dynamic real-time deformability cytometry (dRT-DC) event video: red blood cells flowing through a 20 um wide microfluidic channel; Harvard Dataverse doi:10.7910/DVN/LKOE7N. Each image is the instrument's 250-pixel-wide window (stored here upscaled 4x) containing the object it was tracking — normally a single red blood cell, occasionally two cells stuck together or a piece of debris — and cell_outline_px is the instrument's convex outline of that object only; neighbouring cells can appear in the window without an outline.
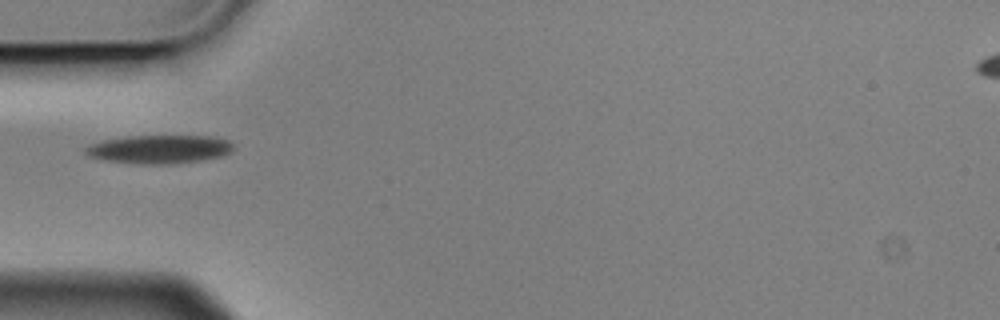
{"species": "Egyptian fruit bat (a non-hibernating species)", "species_latin": "Rousettus aegyptiacus", "temperature_condition": "cold", "stored_images_in_passage": 5, "camera_frame_rate_fps": 3000, "um_per_image_px": 0.085, "animal": {"sex": "male"}, "frame": {"image": 1, "passage_image": 1, "time_ms": 0.0, "image_size_px": [1000, 320], "cell_outline_px": [[232, 152], [224, 156], [176, 164], [140, 164], [104, 160], [88, 156], [84, 152], [84, 148], [88, 144], [104, 140], [128, 136], [212, 136], [228, 140], [232, 144]], "centroid_in_image_um": [13.53, 12.69], "position_along_channel_um": 71.5, "area_um2": 24.74}}
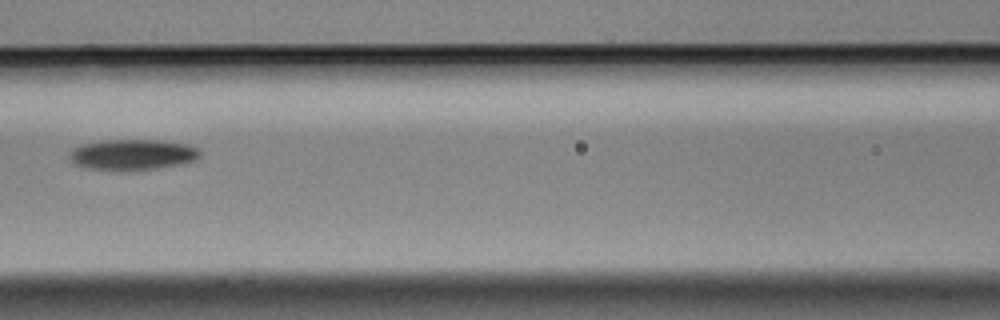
{"frame": {"image": 2, "passage_image": 3, "time_ms": 0.667, "image_size_px": [1000, 320], "cell_outline_px": [[200, 156], [192, 160], [176, 164], [156, 168], [124, 172], [88, 168], [76, 164], [72, 160], [72, 148], [84, 144], [100, 140], [156, 140], [188, 144], [196, 148], [200, 152]], "centroid_in_image_um": [11.24, 13.15], "position_along_channel_um": 155.4, "area_um2": 23.12}}
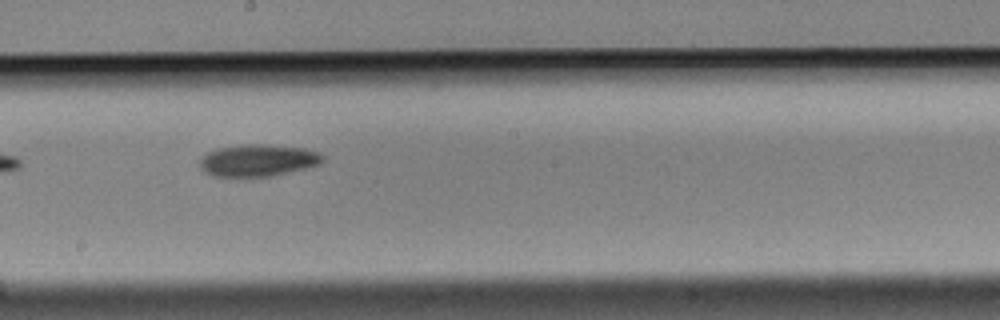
{"frame": {"image": 3, "passage_image": 5, "time_ms": 1.333, "image_size_px": [1000, 320], "cell_outline_px": [[324, 160], [320, 164], [272, 176], [216, 176], [204, 172], [200, 168], [200, 160], [208, 152], [216, 148], [240, 144], [268, 144], [304, 148], [316, 152], [324, 156]], "centroid_in_image_um": [21.92, 13.61], "position_along_channel_um": 226.3, "area_um2": 22.83}}